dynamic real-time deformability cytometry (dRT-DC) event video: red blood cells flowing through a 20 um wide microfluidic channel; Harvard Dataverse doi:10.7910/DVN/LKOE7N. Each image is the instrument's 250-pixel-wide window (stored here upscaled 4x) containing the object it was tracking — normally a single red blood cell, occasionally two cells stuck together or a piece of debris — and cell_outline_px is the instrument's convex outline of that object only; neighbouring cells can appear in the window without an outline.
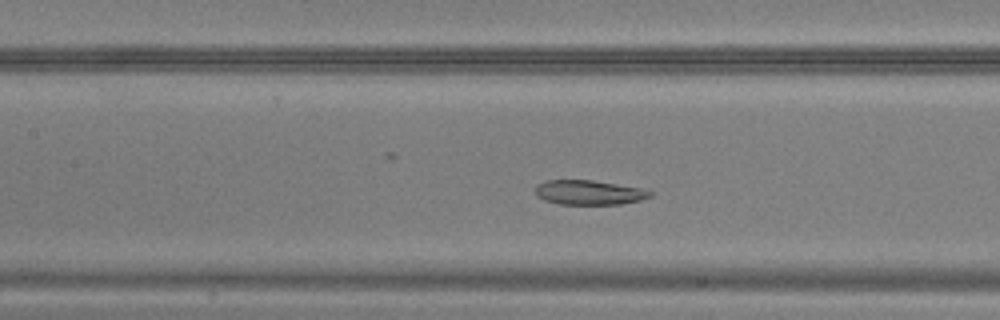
{"species": "common noctule bat (a hibernating species)", "species_latin": "Nyctalus noctula", "temperature_condition": "warm", "stored_images_in_passage": 44, "camera_frame_rate_fps": 3000, "um_per_image_px": 0.085, "animal": {"sex": "male", "body_mass_g": 20.5, "forearm_length_mm": 52.5}, "frame": {"image": 1, "passage_image": 17, "time_ms": 5.333, "image_size_px": [1000, 320], "cell_outline_px": [[652, 196], [640, 200], [620, 204], [560, 204], [544, 200], [536, 196], [536, 184], [544, 180], [592, 180], [640, 188], [652, 192]], "centroid_in_image_um": [50.02, 16.36], "position_along_channel_um": 157.4, "area_um2": 16.36}}
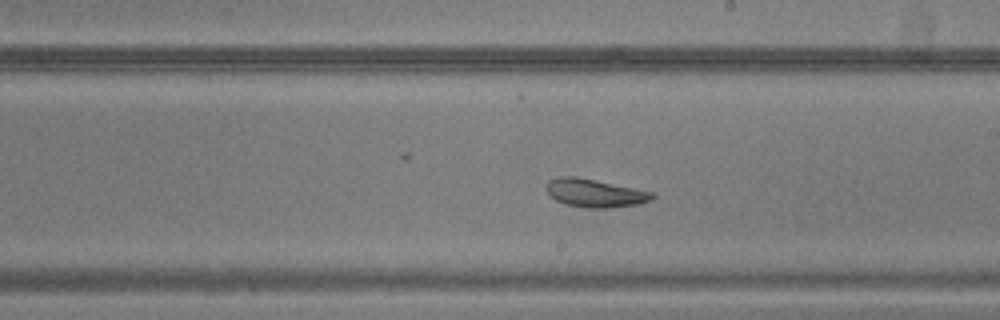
{"frame": {"image": 2, "passage_image": 23, "time_ms": 7.333, "image_size_px": [1000, 320], "cell_outline_px": [[656, 196], [640, 204], [608, 208], [588, 208], [564, 204], [548, 196], [548, 180], [560, 176], [576, 176], [652, 192]], "centroid_in_image_um": [50.53, 16.42], "position_along_channel_um": 238.5, "area_um2": 17.22}}
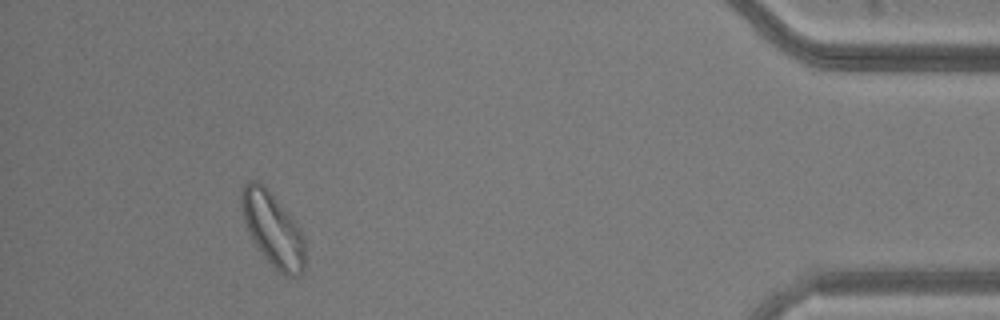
{"frame": {"image": 3, "passage_image": 40, "time_ms": 13.0, "image_size_px": [1000, 320], "cell_outline_px": [[304, 268], [300, 276], [284, 276], [264, 256], [248, 232], [244, 220], [240, 204], [240, 188], [248, 180], [256, 180], [264, 184], [268, 188], [288, 212], [300, 228], [304, 236]], "centroid_in_image_um": [23.17, 19.43], "position_along_channel_um": 412.0, "area_um2": 27.46}}